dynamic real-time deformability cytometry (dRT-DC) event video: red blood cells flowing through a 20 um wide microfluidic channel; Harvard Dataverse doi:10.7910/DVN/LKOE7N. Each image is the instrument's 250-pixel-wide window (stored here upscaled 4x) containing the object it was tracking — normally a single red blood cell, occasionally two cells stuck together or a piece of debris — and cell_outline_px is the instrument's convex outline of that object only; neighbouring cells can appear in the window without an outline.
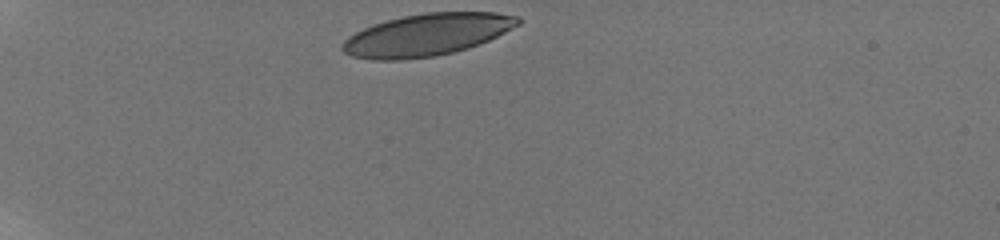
{"species": "human", "species_latin": "Homo sapiens", "temperature_condition": "room temperature", "stored_images_in_passage": 34, "camera_frame_rate_fps": 3000, "um_per_image_px": 0.085, "donor": {"sex": "male"}, "frame": {"image": 1, "passage_image": 1, "time_ms": 0.0, "image_size_px": [1000, 240], "cell_outline_px": [[520, 24], [480, 44], [468, 48], [436, 56], [400, 60], [372, 60], [352, 56], [344, 52], [340, 48], [344, 40], [348, 36], [364, 28], [388, 20], [404, 16], [428, 12], [492, 12], [520, 16]], "centroid_in_image_um": [36.28, 2.96], "position_along_channel_um": 48.7, "area_um2": 42.89}}
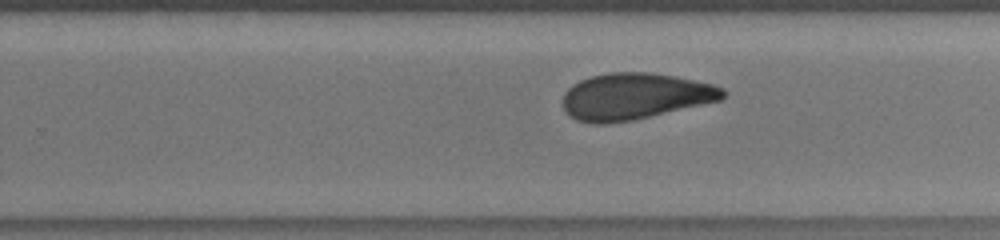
{"frame": {"image": 2, "passage_image": 21, "time_ms": 7.333, "image_size_px": [1000, 240], "cell_outline_px": [[728, 92], [720, 100], [632, 120], [604, 124], [592, 124], [576, 120], [568, 116], [564, 112], [564, 92], [572, 84], [580, 80], [592, 76], [608, 72], [648, 72], [672, 76], [712, 84], [724, 88]], "centroid_in_image_um": [53.91, 8.19], "position_along_channel_um": 275.9, "area_um2": 43.18}}
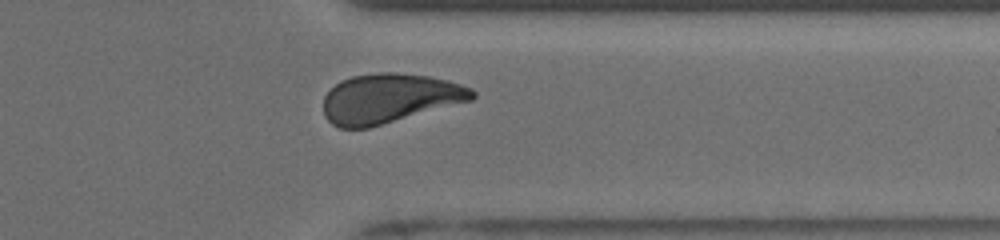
{"frame": {"image": 3, "passage_image": 30, "time_ms": 10.0, "image_size_px": [1000, 240], "cell_outline_px": [[476, 96], [472, 100], [368, 128], [340, 128], [332, 124], [324, 116], [324, 96], [340, 80], [352, 76], [380, 72], [392, 72], [428, 76], [448, 80], [472, 88], [476, 92]], "centroid_in_image_um": [33.1, 8.36], "position_along_channel_um": 378.3, "area_um2": 42.77}, "authors_computed_cell_mechanics": {"area_um2": 43.5234, "velocity_mm_per_s": 3.8261, "shape_relaxation_time_tau1_ms": 7.7409, "shape_relaxation_time_tau2_ms": 2.308, "deformation_change_tau1": 0.1945, "deformation_change_tau2": 0.0879}}